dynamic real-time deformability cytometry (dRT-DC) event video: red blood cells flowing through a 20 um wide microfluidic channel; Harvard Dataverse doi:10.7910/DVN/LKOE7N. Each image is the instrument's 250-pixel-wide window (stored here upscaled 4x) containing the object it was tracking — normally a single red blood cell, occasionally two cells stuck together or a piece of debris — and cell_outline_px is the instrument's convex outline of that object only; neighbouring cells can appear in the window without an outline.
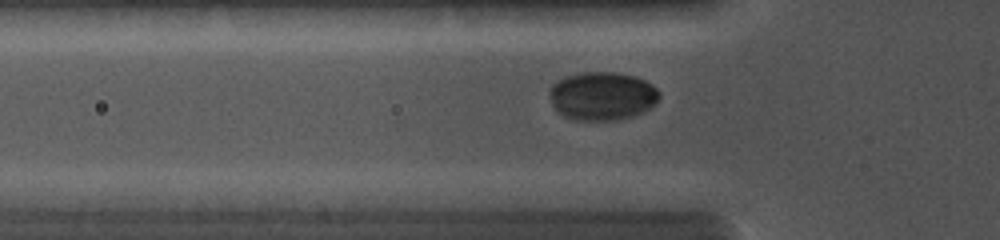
{"species": "common noctule bat (a hibernating species)", "species_latin": "Nyctalus noctula", "temperature_condition": "cold", "stored_images_in_passage": 21, "camera_frame_rate_fps": 5000, "um_per_image_px": 0.085, "animal": {"sex": "female", "body_mass_g": 19.0, "forearm_length_mm": 56.7}, "frame": {"image": 1, "passage_image": 8, "time_ms": 2.6, "image_size_px": [1000, 240], "cell_outline_px": [[660, 96], [656, 104], [644, 112], [632, 116], [616, 120], [576, 120], [564, 116], [552, 104], [548, 92], [552, 84], [556, 80], [568, 76], [584, 72], [616, 72], [636, 76], [652, 84], [660, 92]], "centroid_in_image_um": [51.21, 8.15], "position_along_channel_um": 74.6, "area_um2": 31.15}}
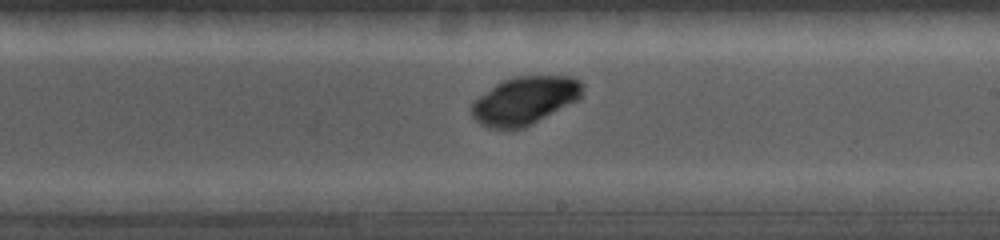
{"frame": {"image": 2, "passage_image": 15, "time_ms": 6.4, "image_size_px": [1000, 240], "cell_outline_px": [[584, 84], [580, 96], [576, 100], [524, 128], [488, 128], [480, 124], [472, 116], [472, 104], [480, 96], [496, 84], [504, 80], [516, 76], [572, 76], [580, 80]], "centroid_in_image_um": [44.61, 8.53], "position_along_channel_um": 244.4, "area_um2": 30.46}}
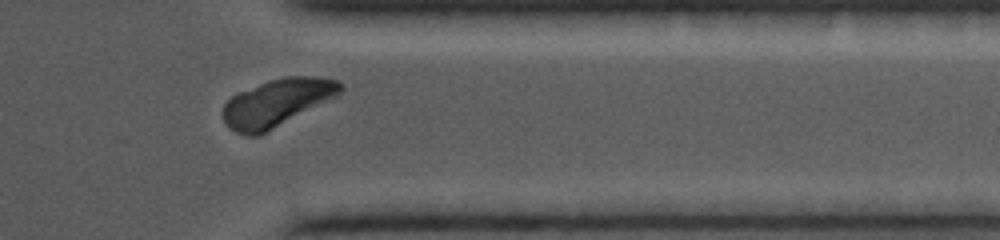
{"frame": {"image": 3, "passage_image": 20, "time_ms": 9.6, "image_size_px": [1000, 240], "cell_outline_px": [[344, 88], [336, 96], [260, 136], [248, 136], [236, 132], [228, 128], [224, 120], [224, 104], [232, 96], [240, 92], [268, 80], [288, 76], [316, 76], [336, 80], [344, 84]], "centroid_in_image_um": [23.55, 8.74], "position_along_channel_um": 387.9, "area_um2": 32.25}}